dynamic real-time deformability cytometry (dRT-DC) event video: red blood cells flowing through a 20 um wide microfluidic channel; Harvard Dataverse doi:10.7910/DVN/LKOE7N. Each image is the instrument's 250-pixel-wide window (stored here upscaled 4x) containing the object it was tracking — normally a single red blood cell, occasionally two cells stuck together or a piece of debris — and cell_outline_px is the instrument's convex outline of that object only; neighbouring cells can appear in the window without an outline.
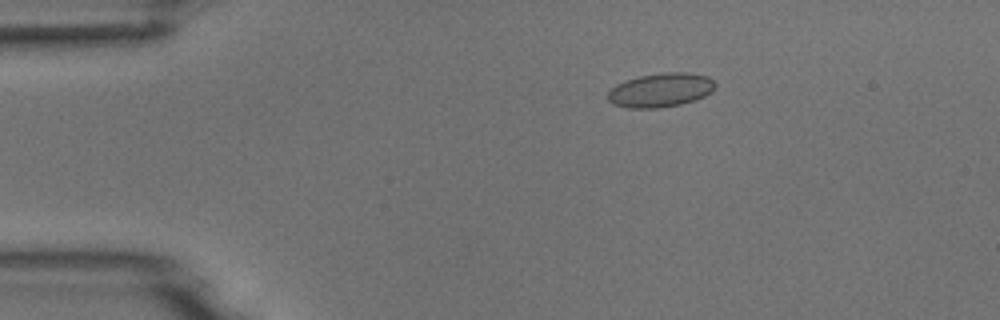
{"species": "common noctule bat (a hibernating species)", "species_latin": "Nyctalus noctula", "temperature_condition": "room temperature", "stored_images_in_passage": 4, "camera_frame_rate_fps": 3000, "um_per_image_px": 0.085, "animal": {"sex": "male", "body_mass_g": 18.8}, "frame": {"image": 1, "passage_image": 2, "time_ms": 2.333, "image_size_px": [1000, 320], "cell_outline_px": [[716, 84], [712, 92], [696, 100], [680, 104], [660, 108], [628, 108], [612, 104], [608, 100], [608, 92], [616, 84], [640, 76], [664, 72], [688, 72], [708, 76]], "centroid_in_image_um": [56.17, 7.66], "position_along_channel_um": 28.8, "area_um2": 21.33}}